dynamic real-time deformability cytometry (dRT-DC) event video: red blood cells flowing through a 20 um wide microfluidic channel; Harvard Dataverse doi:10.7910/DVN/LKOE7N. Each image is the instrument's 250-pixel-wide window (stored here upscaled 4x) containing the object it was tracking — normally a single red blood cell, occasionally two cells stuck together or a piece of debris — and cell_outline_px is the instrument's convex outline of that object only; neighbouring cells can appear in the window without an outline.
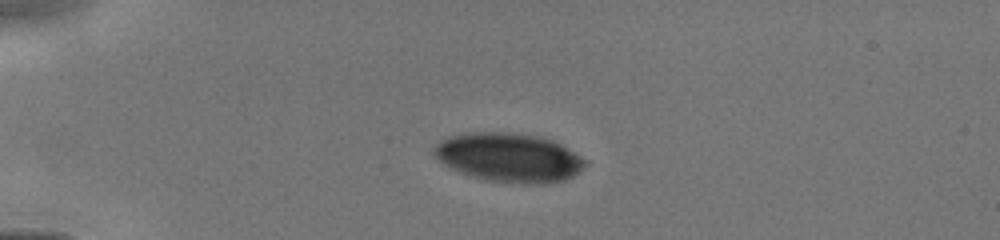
{"species": "human", "species_latin": "Homo sapiens", "temperature_condition": "cold", "stored_images_in_passage": 10, "camera_frame_rate_fps": 3000, "um_per_image_px": 0.085, "donor": {"sex": "male"}, "frame": {"image": 1, "passage_image": 5, "time_ms": 2.333, "image_size_px": [1000, 240], "cell_outline_px": [[588, 164], [580, 172], [564, 180], [536, 184], [520, 184], [488, 180], [472, 176], [460, 172], [444, 164], [432, 152], [432, 148], [440, 140], [448, 136], [468, 132], [508, 132], [540, 136], [552, 140], [568, 148], [588, 160]], "centroid_in_image_um": [43.28, 13.38], "position_along_channel_um": 41.7, "area_um2": 43.35}}
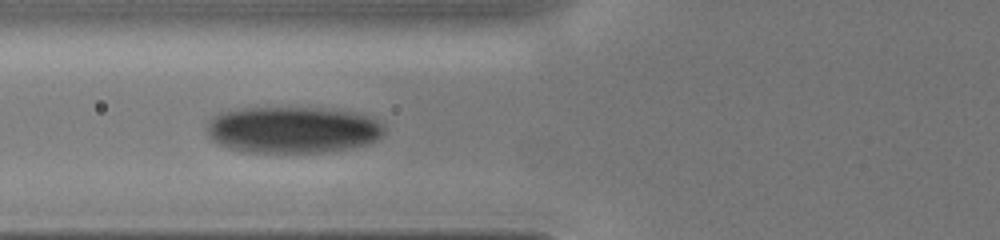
{"frame": {"image": 2, "passage_image": 9, "time_ms": 4.667, "image_size_px": [1000, 240], "cell_outline_px": [[384, 132], [376, 140], [368, 144], [352, 148], [328, 152], [248, 152], [228, 148], [212, 140], [208, 136], [204, 128], [208, 120], [212, 116], [220, 112], [244, 108], [320, 108], [360, 112], [384, 124]], "centroid_in_image_um": [24.86, 11.03], "position_along_channel_um": 100.9, "area_um2": 48.73}}
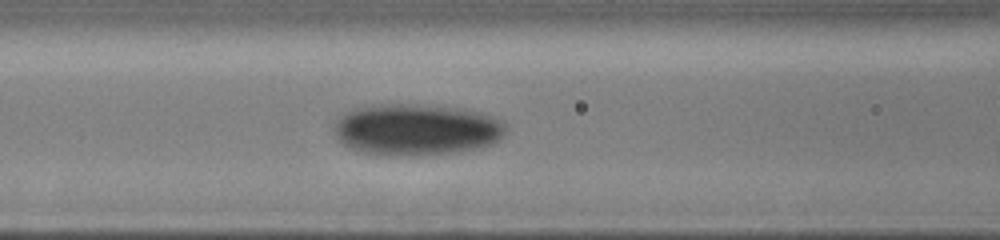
{"frame": {"image": 3, "passage_image": 10, "time_ms": 5.333, "image_size_px": [1000, 240], "cell_outline_px": [[504, 132], [500, 140], [492, 144], [452, 152], [360, 152], [348, 148], [336, 140], [332, 128], [332, 124], [344, 112], [352, 108], [372, 104], [420, 104], [464, 108], [484, 112], [500, 120], [504, 124]], "centroid_in_image_um": [35.32, 10.93], "position_along_channel_um": 131.3, "area_um2": 50.81}}